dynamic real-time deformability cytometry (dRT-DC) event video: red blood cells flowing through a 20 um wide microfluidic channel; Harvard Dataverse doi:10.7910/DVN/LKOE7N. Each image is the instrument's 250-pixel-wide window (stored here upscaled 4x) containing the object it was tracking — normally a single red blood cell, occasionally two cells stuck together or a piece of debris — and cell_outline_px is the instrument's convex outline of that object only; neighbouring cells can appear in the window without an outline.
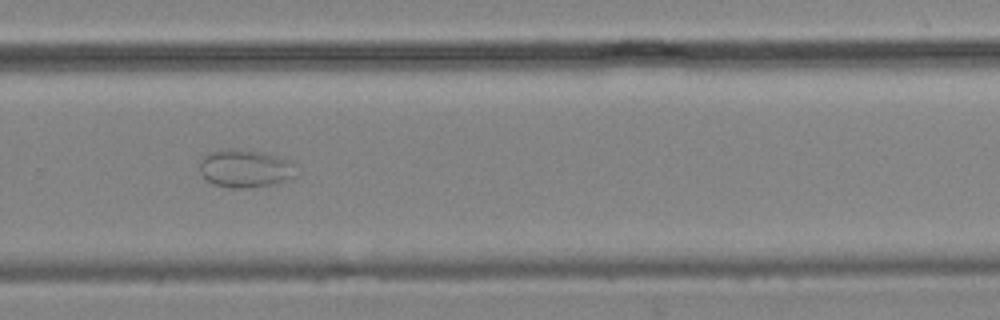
{"species": "common noctule bat (a hibernating species)", "species_latin": "Nyctalus noctula", "temperature_condition": "cold", "stored_images_in_passage": 17, "camera_frame_rate_fps": 3000, "um_per_image_px": 0.085, "animal": {"sex": "male", "body_mass_g": 19.2, "forearm_length_mm": 51.8}, "frame": {"image": 1, "passage_image": 12, "time_ms": 13.0, "image_size_px": [1000, 320], "cell_outline_px": [[292, 176], [288, 180], [272, 184], [248, 188], [232, 188], [216, 184], [208, 180], [200, 172], [200, 160], [208, 152], [228, 148], [240, 148], [264, 152], [280, 156], [288, 160], [292, 164]], "centroid_in_image_um": [20.79, 14.29], "position_along_channel_um": 309.0, "area_um2": 21.21}}
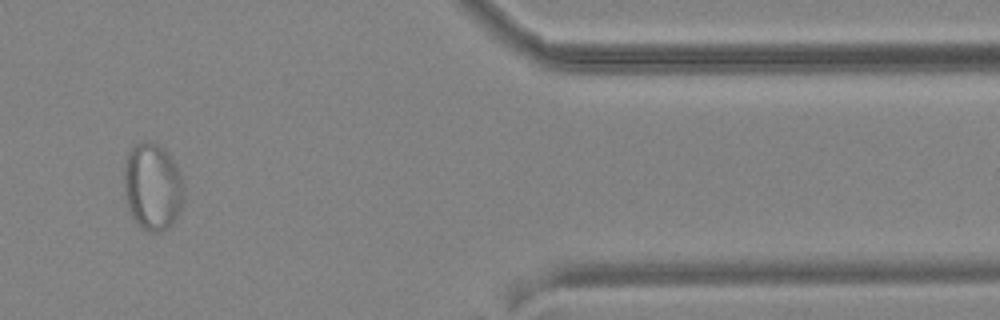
{"frame": {"image": 2, "passage_image": 15, "time_ms": 16.667, "image_size_px": [1000, 320], "cell_outline_px": [[184, 196], [180, 208], [172, 224], [168, 228], [160, 232], [148, 232], [132, 216], [128, 208], [124, 196], [124, 164], [128, 152], [140, 140], [152, 140], [160, 144], [164, 148], [180, 172], [184, 180]], "centroid_in_image_um": [12.96, 15.82], "position_along_channel_um": 398.4, "area_um2": 30.75}}